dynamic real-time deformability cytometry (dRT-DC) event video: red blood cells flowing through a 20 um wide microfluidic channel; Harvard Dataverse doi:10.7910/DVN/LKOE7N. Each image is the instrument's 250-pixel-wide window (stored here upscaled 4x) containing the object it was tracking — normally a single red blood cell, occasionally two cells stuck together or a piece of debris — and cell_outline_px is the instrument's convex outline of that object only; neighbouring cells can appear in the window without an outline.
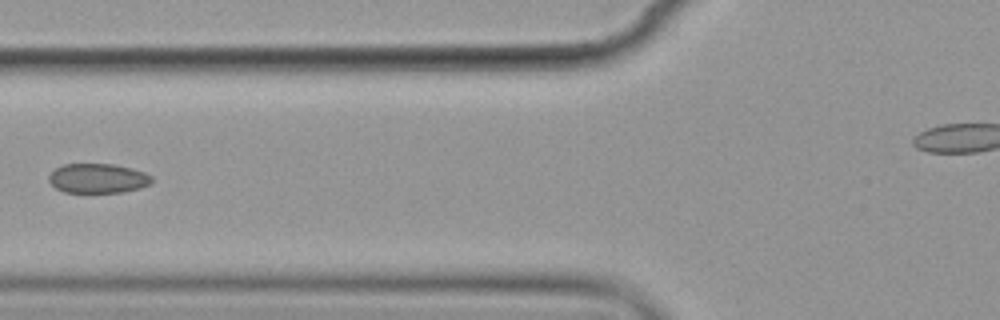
{"species": "common noctule bat (a hibernating species)", "species_latin": "Nyctalus noctula", "temperature_condition": "cold", "stored_images_in_passage": 14, "camera_frame_rate_fps": 3000, "um_per_image_px": 0.085, "animal": {"sex": "female", "body_mass_g": 19.9}, "frame": {"image": 1, "passage_image": 7, "time_ms": 7.667, "image_size_px": [1000, 320], "cell_outline_px": [[152, 184], [140, 188], [124, 192], [64, 192], [56, 188], [48, 180], [48, 176], [56, 168], [64, 164], [112, 164], [144, 172], [152, 176]], "centroid_in_image_um": [8.32, 15.16], "position_along_channel_um": 117.5, "area_um2": 17.63}}
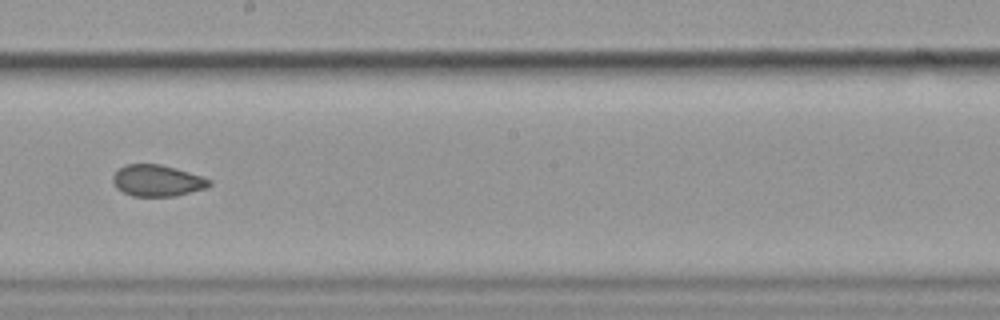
{"frame": {"image": 2, "passage_image": 10, "time_ms": 11.0, "image_size_px": [1000, 320], "cell_outline_px": [[212, 184], [204, 188], [176, 196], [132, 196], [116, 188], [112, 180], [112, 176], [124, 164], [160, 164], [176, 168], [212, 180]], "centroid_in_image_um": [13.34, 15.35], "position_along_channel_um": 234.9, "area_um2": 17.57}}
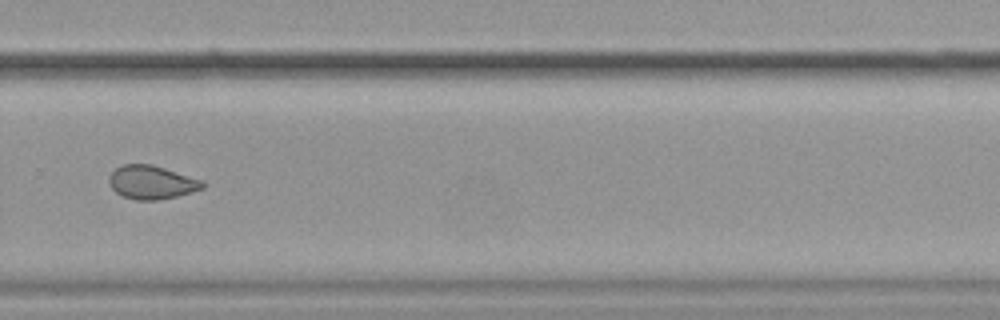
{"frame": {"image": 3, "passage_image": 12, "time_ms": 13.333, "image_size_px": [1000, 320], "cell_outline_px": [[204, 188], [192, 192], [176, 196], [156, 200], [136, 200], [124, 196], [116, 192], [112, 188], [108, 180], [108, 176], [116, 168], [124, 164], [152, 164], [200, 180], [204, 184]], "centroid_in_image_um": [12.85, 15.5], "position_along_channel_um": 316.9, "area_um2": 17.98}}